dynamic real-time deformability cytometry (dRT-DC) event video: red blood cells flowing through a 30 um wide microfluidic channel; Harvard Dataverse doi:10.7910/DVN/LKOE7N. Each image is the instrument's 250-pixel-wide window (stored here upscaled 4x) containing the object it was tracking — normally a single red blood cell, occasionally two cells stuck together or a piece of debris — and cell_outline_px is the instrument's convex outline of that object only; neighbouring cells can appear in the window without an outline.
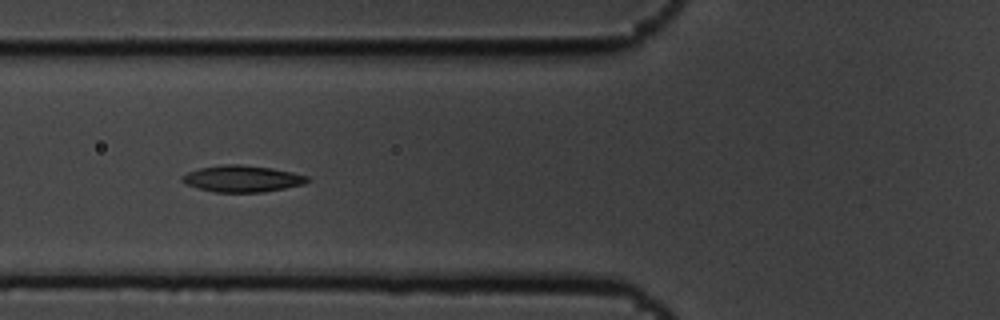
{"species": "common noctule bat (a hibernating species)", "species_latin": "Nyctalus noctula", "temperature_condition": "cold", "stored_images_in_passage": 5, "camera_frame_rate_fps": 3000, "um_per_image_px": 0.085, "animal": {"sex": "male", "body_mass_g": 19.5, "forearm_length_mm": 54.6}, "frame": {"image": 1, "passage_image": 5, "time_ms": 1.333, "image_size_px": [1000, 320], "cell_outline_px": [[312, 180], [304, 184], [264, 192], [216, 192], [184, 184], [180, 180], [180, 176], [188, 172], [200, 168], [224, 164], [240, 164], [272, 168], [292, 172], [308, 176]], "centroid_in_image_um": [20.59, 15.18], "position_along_channel_um": 105.2, "area_um2": 19.42}}